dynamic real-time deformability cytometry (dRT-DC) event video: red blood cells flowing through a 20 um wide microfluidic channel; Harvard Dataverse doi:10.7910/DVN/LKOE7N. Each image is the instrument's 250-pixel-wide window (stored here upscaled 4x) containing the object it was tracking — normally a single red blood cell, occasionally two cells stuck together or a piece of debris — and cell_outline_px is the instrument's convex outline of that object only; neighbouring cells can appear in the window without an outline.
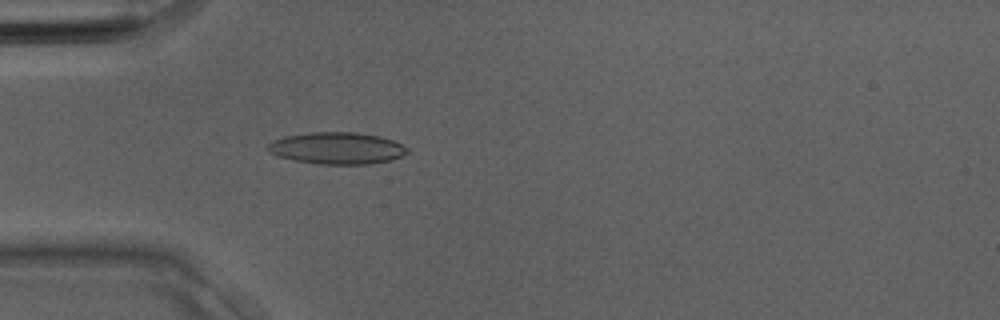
{"species": "Egyptian fruit bat (a non-hibernating species)", "species_latin": "Rousettus aegyptiacus", "temperature_condition": "room temperature", "stored_images_in_passage": 1, "camera_frame_rate_fps": 3000, "um_per_image_px": 0.085, "animal": {"sex": "male"}, "frame": {"image": 1, "passage_image": 1, "time_ms": 0.0, "image_size_px": [1000, 320], "cell_outline_px": [[408, 152], [392, 160], [368, 164], [320, 164], [296, 160], [280, 156], [268, 152], [268, 144], [272, 140], [284, 136], [312, 132], [356, 132], [380, 136], [392, 140], [408, 148]], "centroid_in_image_um": [28.64, 12.59], "position_along_channel_um": 56.4, "area_um2": 25.72}}